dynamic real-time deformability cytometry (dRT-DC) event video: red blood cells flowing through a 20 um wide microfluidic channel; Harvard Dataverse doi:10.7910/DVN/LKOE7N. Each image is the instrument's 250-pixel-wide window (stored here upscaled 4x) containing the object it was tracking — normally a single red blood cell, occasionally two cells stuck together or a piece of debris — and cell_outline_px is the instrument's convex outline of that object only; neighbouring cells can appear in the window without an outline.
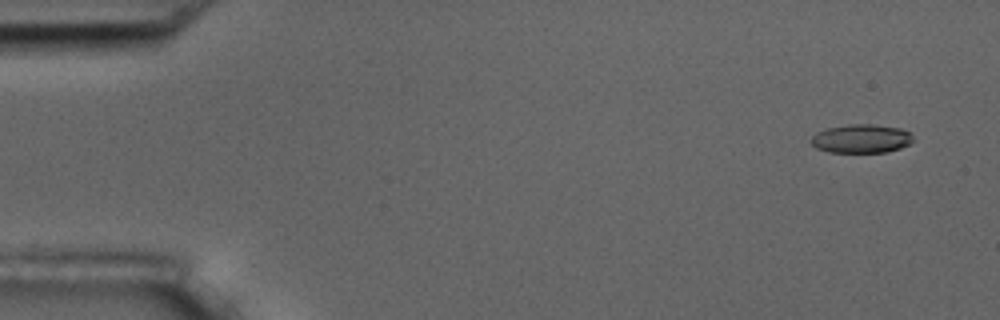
{"species": "common noctule bat (a hibernating species)", "species_latin": "Nyctalus noctula", "temperature_condition": "room temperature", "stored_images_in_passage": 5, "segment_of_instrument_passage": [2, 2], "camera_frame_rate_fps": 3000, "um_per_image_px": 0.085, "animal": {"sex": "male", "body_mass_g": 17.5, "forearm_length_mm": 52.3}, "frame": {"image": 1, "passage_image": 5, "time_ms": 5.333, "image_size_px": [1000, 320], "cell_outline_px": [[912, 144], [888, 152], [828, 152], [816, 148], [812, 144], [812, 136], [816, 132], [828, 128], [848, 124], [872, 124], [900, 128], [912, 132]], "centroid_in_image_um": [73.24, 11.78], "position_along_channel_um": 11.8, "area_um2": 17.17}}